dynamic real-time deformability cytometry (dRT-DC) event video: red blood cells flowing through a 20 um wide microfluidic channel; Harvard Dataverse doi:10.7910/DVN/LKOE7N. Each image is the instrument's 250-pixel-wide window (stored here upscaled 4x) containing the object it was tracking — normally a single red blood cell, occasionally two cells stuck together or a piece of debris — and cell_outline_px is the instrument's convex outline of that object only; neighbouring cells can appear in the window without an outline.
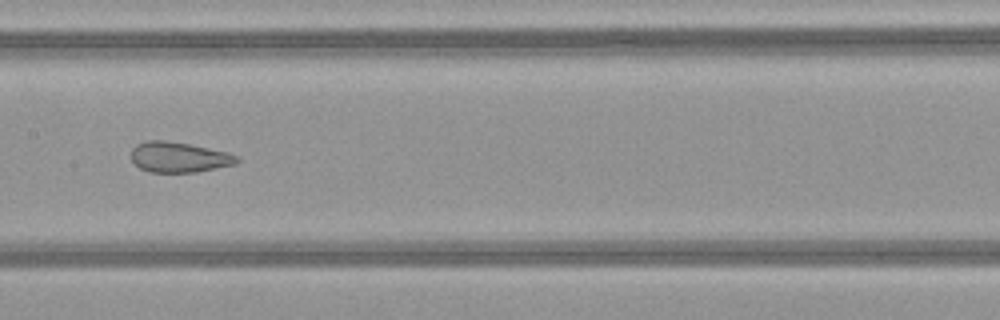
{"species": "common noctule bat (a hibernating species)", "species_latin": "Nyctalus noctula", "temperature_condition": "warm", "stored_images_in_passage": 28, "camera_frame_rate_fps": 3000, "um_per_image_px": 0.085, "animal": {"sex": "female", "body_mass_g": 21.9}, "frame": {"image": 1, "passage_image": 24, "time_ms": 7.667, "image_size_px": [1000, 320], "cell_outline_px": [[240, 160], [236, 164], [196, 172], [148, 172], [140, 168], [132, 160], [132, 148], [136, 144], [148, 140], [164, 140], [188, 144], [228, 152], [240, 156]], "centroid_in_image_um": [15.23, 13.36], "position_along_channel_um": 192.2, "area_um2": 18.73}}
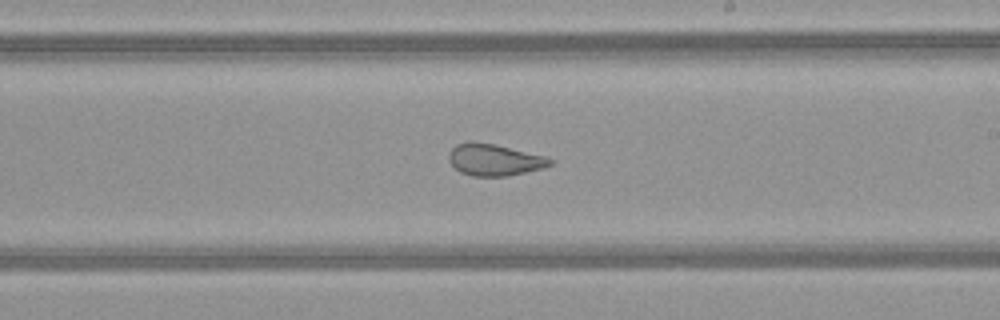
{"frame": {"image": 2, "passage_image": 28, "time_ms": 9.0, "image_size_px": [1000, 320], "cell_outline_px": [[552, 164], [544, 168], [508, 176], [472, 176], [460, 172], [448, 160], [448, 152], [456, 144], [468, 140], [472, 140], [496, 144], [544, 156], [552, 160]], "centroid_in_image_um": [41.98, 13.57], "position_along_channel_um": 247.0, "area_um2": 18.9}}